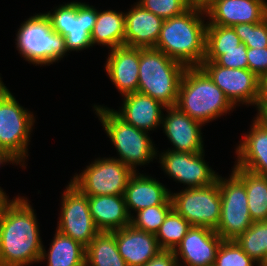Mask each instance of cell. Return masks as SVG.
<instances>
[{
    "instance_id": "obj_1",
    "label": "cell",
    "mask_w": 267,
    "mask_h": 266,
    "mask_svg": "<svg viewBox=\"0 0 267 266\" xmlns=\"http://www.w3.org/2000/svg\"><path fill=\"white\" fill-rule=\"evenodd\" d=\"M38 224L27 197H13L0 219V266L39 263L43 241Z\"/></svg>"
},
{
    "instance_id": "obj_2",
    "label": "cell",
    "mask_w": 267,
    "mask_h": 266,
    "mask_svg": "<svg viewBox=\"0 0 267 266\" xmlns=\"http://www.w3.org/2000/svg\"><path fill=\"white\" fill-rule=\"evenodd\" d=\"M204 15L205 9L190 7L181 15L165 19L154 48L186 67L200 66L206 55L208 23Z\"/></svg>"
},
{
    "instance_id": "obj_3",
    "label": "cell",
    "mask_w": 267,
    "mask_h": 266,
    "mask_svg": "<svg viewBox=\"0 0 267 266\" xmlns=\"http://www.w3.org/2000/svg\"><path fill=\"white\" fill-rule=\"evenodd\" d=\"M176 107L203 126L235 109L224 92L200 66L185 69Z\"/></svg>"
},
{
    "instance_id": "obj_4",
    "label": "cell",
    "mask_w": 267,
    "mask_h": 266,
    "mask_svg": "<svg viewBox=\"0 0 267 266\" xmlns=\"http://www.w3.org/2000/svg\"><path fill=\"white\" fill-rule=\"evenodd\" d=\"M187 67L155 48H139L138 92L166 107L176 106L183 73Z\"/></svg>"
},
{
    "instance_id": "obj_5",
    "label": "cell",
    "mask_w": 267,
    "mask_h": 266,
    "mask_svg": "<svg viewBox=\"0 0 267 266\" xmlns=\"http://www.w3.org/2000/svg\"><path fill=\"white\" fill-rule=\"evenodd\" d=\"M93 111L99 117L106 135L118 153V158L134 173L137 166L148 165L147 163L157 160V148L152 142L149 132L139 130L121 119L114 109L101 105H93ZM149 135V136H148ZM158 152V153H157Z\"/></svg>"
},
{
    "instance_id": "obj_6",
    "label": "cell",
    "mask_w": 267,
    "mask_h": 266,
    "mask_svg": "<svg viewBox=\"0 0 267 266\" xmlns=\"http://www.w3.org/2000/svg\"><path fill=\"white\" fill-rule=\"evenodd\" d=\"M15 45L24 60L35 66H49L67 55L65 37L51 28L44 13L24 21L16 34Z\"/></svg>"
},
{
    "instance_id": "obj_7",
    "label": "cell",
    "mask_w": 267,
    "mask_h": 266,
    "mask_svg": "<svg viewBox=\"0 0 267 266\" xmlns=\"http://www.w3.org/2000/svg\"><path fill=\"white\" fill-rule=\"evenodd\" d=\"M34 114L19 104L0 77V150L9 151L26 168Z\"/></svg>"
},
{
    "instance_id": "obj_8",
    "label": "cell",
    "mask_w": 267,
    "mask_h": 266,
    "mask_svg": "<svg viewBox=\"0 0 267 266\" xmlns=\"http://www.w3.org/2000/svg\"><path fill=\"white\" fill-rule=\"evenodd\" d=\"M44 13L51 28L65 37L67 51H80L93 47L91 33L96 23L98 10L83 2H68Z\"/></svg>"
},
{
    "instance_id": "obj_9",
    "label": "cell",
    "mask_w": 267,
    "mask_h": 266,
    "mask_svg": "<svg viewBox=\"0 0 267 266\" xmlns=\"http://www.w3.org/2000/svg\"><path fill=\"white\" fill-rule=\"evenodd\" d=\"M230 177L218 176L221 216L215 232L223 240H236L253 223L247 202L245 184L231 172Z\"/></svg>"
},
{
    "instance_id": "obj_10",
    "label": "cell",
    "mask_w": 267,
    "mask_h": 266,
    "mask_svg": "<svg viewBox=\"0 0 267 266\" xmlns=\"http://www.w3.org/2000/svg\"><path fill=\"white\" fill-rule=\"evenodd\" d=\"M134 172L115 157L97 158L70 182L87 196L124 195Z\"/></svg>"
},
{
    "instance_id": "obj_11",
    "label": "cell",
    "mask_w": 267,
    "mask_h": 266,
    "mask_svg": "<svg viewBox=\"0 0 267 266\" xmlns=\"http://www.w3.org/2000/svg\"><path fill=\"white\" fill-rule=\"evenodd\" d=\"M173 208L191 226L216 230L221 216V196L218 182L171 193Z\"/></svg>"
},
{
    "instance_id": "obj_12",
    "label": "cell",
    "mask_w": 267,
    "mask_h": 266,
    "mask_svg": "<svg viewBox=\"0 0 267 266\" xmlns=\"http://www.w3.org/2000/svg\"><path fill=\"white\" fill-rule=\"evenodd\" d=\"M61 198L56 230L87 247L100 232L90 214L88 196L69 182Z\"/></svg>"
},
{
    "instance_id": "obj_13",
    "label": "cell",
    "mask_w": 267,
    "mask_h": 266,
    "mask_svg": "<svg viewBox=\"0 0 267 266\" xmlns=\"http://www.w3.org/2000/svg\"><path fill=\"white\" fill-rule=\"evenodd\" d=\"M200 67L235 107L239 104L256 106L260 94V78L255 73L249 69L219 66L214 61H203Z\"/></svg>"
},
{
    "instance_id": "obj_14",
    "label": "cell",
    "mask_w": 267,
    "mask_h": 266,
    "mask_svg": "<svg viewBox=\"0 0 267 266\" xmlns=\"http://www.w3.org/2000/svg\"><path fill=\"white\" fill-rule=\"evenodd\" d=\"M159 155L164 173L174 181L186 185L185 188L205 187L217 181L219 176L206 163L205 153H185L166 150Z\"/></svg>"
},
{
    "instance_id": "obj_15",
    "label": "cell",
    "mask_w": 267,
    "mask_h": 266,
    "mask_svg": "<svg viewBox=\"0 0 267 266\" xmlns=\"http://www.w3.org/2000/svg\"><path fill=\"white\" fill-rule=\"evenodd\" d=\"M222 241L215 230L192 226L173 252L179 266H213Z\"/></svg>"
},
{
    "instance_id": "obj_16",
    "label": "cell",
    "mask_w": 267,
    "mask_h": 266,
    "mask_svg": "<svg viewBox=\"0 0 267 266\" xmlns=\"http://www.w3.org/2000/svg\"><path fill=\"white\" fill-rule=\"evenodd\" d=\"M166 115L162 116L163 132L167 136L173 148L168 150L199 153L204 150L202 138V124L193 120L185 112L176 106L166 107Z\"/></svg>"
},
{
    "instance_id": "obj_17",
    "label": "cell",
    "mask_w": 267,
    "mask_h": 266,
    "mask_svg": "<svg viewBox=\"0 0 267 266\" xmlns=\"http://www.w3.org/2000/svg\"><path fill=\"white\" fill-rule=\"evenodd\" d=\"M267 0H213L206 8L207 25L259 23L267 17Z\"/></svg>"
},
{
    "instance_id": "obj_18",
    "label": "cell",
    "mask_w": 267,
    "mask_h": 266,
    "mask_svg": "<svg viewBox=\"0 0 267 266\" xmlns=\"http://www.w3.org/2000/svg\"><path fill=\"white\" fill-rule=\"evenodd\" d=\"M109 51L104 68L113 85L122 96L138 92L139 48L124 45Z\"/></svg>"
},
{
    "instance_id": "obj_19",
    "label": "cell",
    "mask_w": 267,
    "mask_h": 266,
    "mask_svg": "<svg viewBox=\"0 0 267 266\" xmlns=\"http://www.w3.org/2000/svg\"><path fill=\"white\" fill-rule=\"evenodd\" d=\"M126 209L131 217L141 209L155 205H173L171 191L152 176L134 173L128 180L124 193Z\"/></svg>"
},
{
    "instance_id": "obj_20",
    "label": "cell",
    "mask_w": 267,
    "mask_h": 266,
    "mask_svg": "<svg viewBox=\"0 0 267 266\" xmlns=\"http://www.w3.org/2000/svg\"><path fill=\"white\" fill-rule=\"evenodd\" d=\"M112 232L127 266H144L162 251L155 234L136 229L132 225Z\"/></svg>"
},
{
    "instance_id": "obj_21",
    "label": "cell",
    "mask_w": 267,
    "mask_h": 266,
    "mask_svg": "<svg viewBox=\"0 0 267 266\" xmlns=\"http://www.w3.org/2000/svg\"><path fill=\"white\" fill-rule=\"evenodd\" d=\"M122 97V106L114 112L125 122L146 132L154 131L161 126L162 110L166 108L161 102L139 92Z\"/></svg>"
},
{
    "instance_id": "obj_22",
    "label": "cell",
    "mask_w": 267,
    "mask_h": 266,
    "mask_svg": "<svg viewBox=\"0 0 267 266\" xmlns=\"http://www.w3.org/2000/svg\"><path fill=\"white\" fill-rule=\"evenodd\" d=\"M164 19L135 3L125 12V46L154 48Z\"/></svg>"
},
{
    "instance_id": "obj_23",
    "label": "cell",
    "mask_w": 267,
    "mask_h": 266,
    "mask_svg": "<svg viewBox=\"0 0 267 266\" xmlns=\"http://www.w3.org/2000/svg\"><path fill=\"white\" fill-rule=\"evenodd\" d=\"M252 121L250 132L245 133L235 150L237 160L233 167L267 177V127Z\"/></svg>"
},
{
    "instance_id": "obj_24",
    "label": "cell",
    "mask_w": 267,
    "mask_h": 266,
    "mask_svg": "<svg viewBox=\"0 0 267 266\" xmlns=\"http://www.w3.org/2000/svg\"><path fill=\"white\" fill-rule=\"evenodd\" d=\"M90 214L100 231L112 232L130 225L124 195L88 196Z\"/></svg>"
},
{
    "instance_id": "obj_25",
    "label": "cell",
    "mask_w": 267,
    "mask_h": 266,
    "mask_svg": "<svg viewBox=\"0 0 267 266\" xmlns=\"http://www.w3.org/2000/svg\"><path fill=\"white\" fill-rule=\"evenodd\" d=\"M91 44L114 49L125 45V12L115 10L99 11L93 31Z\"/></svg>"
},
{
    "instance_id": "obj_26",
    "label": "cell",
    "mask_w": 267,
    "mask_h": 266,
    "mask_svg": "<svg viewBox=\"0 0 267 266\" xmlns=\"http://www.w3.org/2000/svg\"><path fill=\"white\" fill-rule=\"evenodd\" d=\"M48 252V253H46ZM86 247L56 230L48 251L42 246L39 262L47 266H84Z\"/></svg>"
},
{
    "instance_id": "obj_27",
    "label": "cell",
    "mask_w": 267,
    "mask_h": 266,
    "mask_svg": "<svg viewBox=\"0 0 267 266\" xmlns=\"http://www.w3.org/2000/svg\"><path fill=\"white\" fill-rule=\"evenodd\" d=\"M232 172L245 184L248 208L253 222L267 221V177L240 167Z\"/></svg>"
},
{
    "instance_id": "obj_28",
    "label": "cell",
    "mask_w": 267,
    "mask_h": 266,
    "mask_svg": "<svg viewBox=\"0 0 267 266\" xmlns=\"http://www.w3.org/2000/svg\"><path fill=\"white\" fill-rule=\"evenodd\" d=\"M87 266H127L119 253L113 232L100 231L86 247Z\"/></svg>"
},
{
    "instance_id": "obj_29",
    "label": "cell",
    "mask_w": 267,
    "mask_h": 266,
    "mask_svg": "<svg viewBox=\"0 0 267 266\" xmlns=\"http://www.w3.org/2000/svg\"><path fill=\"white\" fill-rule=\"evenodd\" d=\"M257 266L267 265V221H256L236 240Z\"/></svg>"
},
{
    "instance_id": "obj_30",
    "label": "cell",
    "mask_w": 267,
    "mask_h": 266,
    "mask_svg": "<svg viewBox=\"0 0 267 266\" xmlns=\"http://www.w3.org/2000/svg\"><path fill=\"white\" fill-rule=\"evenodd\" d=\"M191 227V224L172 208L156 233L161 250L174 251Z\"/></svg>"
},
{
    "instance_id": "obj_31",
    "label": "cell",
    "mask_w": 267,
    "mask_h": 266,
    "mask_svg": "<svg viewBox=\"0 0 267 266\" xmlns=\"http://www.w3.org/2000/svg\"><path fill=\"white\" fill-rule=\"evenodd\" d=\"M173 205H155L141 209L130 217V225L147 233L155 234L159 231L166 215Z\"/></svg>"
},
{
    "instance_id": "obj_32",
    "label": "cell",
    "mask_w": 267,
    "mask_h": 266,
    "mask_svg": "<svg viewBox=\"0 0 267 266\" xmlns=\"http://www.w3.org/2000/svg\"><path fill=\"white\" fill-rule=\"evenodd\" d=\"M241 43L233 27L207 25L206 50H231Z\"/></svg>"
},
{
    "instance_id": "obj_33",
    "label": "cell",
    "mask_w": 267,
    "mask_h": 266,
    "mask_svg": "<svg viewBox=\"0 0 267 266\" xmlns=\"http://www.w3.org/2000/svg\"><path fill=\"white\" fill-rule=\"evenodd\" d=\"M203 61H214L227 68L248 69L247 47L241 43L231 50H206Z\"/></svg>"
},
{
    "instance_id": "obj_34",
    "label": "cell",
    "mask_w": 267,
    "mask_h": 266,
    "mask_svg": "<svg viewBox=\"0 0 267 266\" xmlns=\"http://www.w3.org/2000/svg\"><path fill=\"white\" fill-rule=\"evenodd\" d=\"M257 265L235 240H223L213 266H254Z\"/></svg>"
},
{
    "instance_id": "obj_35",
    "label": "cell",
    "mask_w": 267,
    "mask_h": 266,
    "mask_svg": "<svg viewBox=\"0 0 267 266\" xmlns=\"http://www.w3.org/2000/svg\"><path fill=\"white\" fill-rule=\"evenodd\" d=\"M233 28L247 48L267 47V17L259 23H239Z\"/></svg>"
},
{
    "instance_id": "obj_36",
    "label": "cell",
    "mask_w": 267,
    "mask_h": 266,
    "mask_svg": "<svg viewBox=\"0 0 267 266\" xmlns=\"http://www.w3.org/2000/svg\"><path fill=\"white\" fill-rule=\"evenodd\" d=\"M136 3L164 20L181 15L191 7L187 0H139Z\"/></svg>"
},
{
    "instance_id": "obj_37",
    "label": "cell",
    "mask_w": 267,
    "mask_h": 266,
    "mask_svg": "<svg viewBox=\"0 0 267 266\" xmlns=\"http://www.w3.org/2000/svg\"><path fill=\"white\" fill-rule=\"evenodd\" d=\"M248 69L259 78L267 74V47L247 48Z\"/></svg>"
},
{
    "instance_id": "obj_38",
    "label": "cell",
    "mask_w": 267,
    "mask_h": 266,
    "mask_svg": "<svg viewBox=\"0 0 267 266\" xmlns=\"http://www.w3.org/2000/svg\"><path fill=\"white\" fill-rule=\"evenodd\" d=\"M144 266H179L173 251H160Z\"/></svg>"
},
{
    "instance_id": "obj_39",
    "label": "cell",
    "mask_w": 267,
    "mask_h": 266,
    "mask_svg": "<svg viewBox=\"0 0 267 266\" xmlns=\"http://www.w3.org/2000/svg\"><path fill=\"white\" fill-rule=\"evenodd\" d=\"M255 107L258 112L253 119L261 126L267 127V99H258Z\"/></svg>"
},
{
    "instance_id": "obj_40",
    "label": "cell",
    "mask_w": 267,
    "mask_h": 266,
    "mask_svg": "<svg viewBox=\"0 0 267 266\" xmlns=\"http://www.w3.org/2000/svg\"><path fill=\"white\" fill-rule=\"evenodd\" d=\"M7 163H12L13 165H15L16 163L22 168L24 167L21 162L16 157H14L9 151L0 150V165L2 166Z\"/></svg>"
},
{
    "instance_id": "obj_41",
    "label": "cell",
    "mask_w": 267,
    "mask_h": 266,
    "mask_svg": "<svg viewBox=\"0 0 267 266\" xmlns=\"http://www.w3.org/2000/svg\"><path fill=\"white\" fill-rule=\"evenodd\" d=\"M258 99H267V74L260 78V94Z\"/></svg>"
},
{
    "instance_id": "obj_42",
    "label": "cell",
    "mask_w": 267,
    "mask_h": 266,
    "mask_svg": "<svg viewBox=\"0 0 267 266\" xmlns=\"http://www.w3.org/2000/svg\"><path fill=\"white\" fill-rule=\"evenodd\" d=\"M8 197L6 192L0 187V219L4 208L11 201Z\"/></svg>"
},
{
    "instance_id": "obj_43",
    "label": "cell",
    "mask_w": 267,
    "mask_h": 266,
    "mask_svg": "<svg viewBox=\"0 0 267 266\" xmlns=\"http://www.w3.org/2000/svg\"><path fill=\"white\" fill-rule=\"evenodd\" d=\"M213 0H187L191 7H199L205 9Z\"/></svg>"
}]
</instances>
